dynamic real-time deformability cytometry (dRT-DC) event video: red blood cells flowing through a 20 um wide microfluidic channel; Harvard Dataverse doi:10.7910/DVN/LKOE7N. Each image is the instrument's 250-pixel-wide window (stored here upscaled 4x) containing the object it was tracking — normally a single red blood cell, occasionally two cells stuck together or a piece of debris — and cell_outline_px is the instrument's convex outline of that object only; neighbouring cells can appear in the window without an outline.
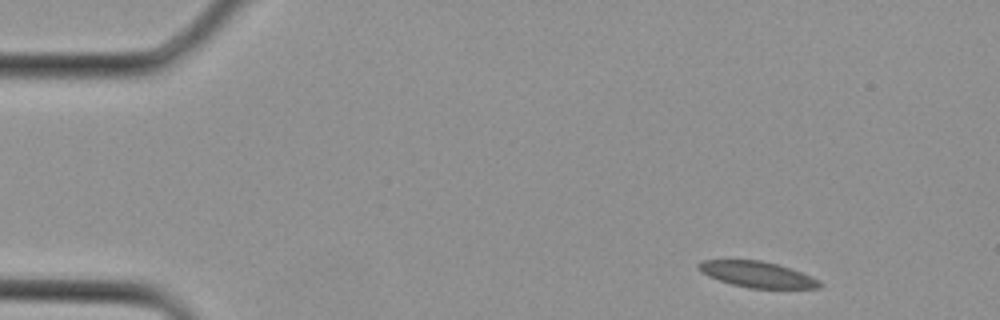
{"species": "Egyptian fruit bat (a non-hibernating species)", "species_latin": "Rousettus aegyptiacus", "temperature_condition": "cold", "stored_images_in_passage": 3, "camera_frame_rate_fps": 3000, "um_per_image_px": 0.085, "animal": {"sex": "female"}, "frame": {"image": 1, "passage_image": 1, "time_ms": 0.0, "image_size_px": [1000, 320], "cell_outline_px": [[820, 288], [748, 288], [732, 284], [708, 276], [696, 264], [700, 260], [760, 260], [776, 264], [812, 276], [820, 280]], "centroid_in_image_um": [64.36, 23.32], "position_along_channel_um": 20.6, "area_um2": 17.98}}
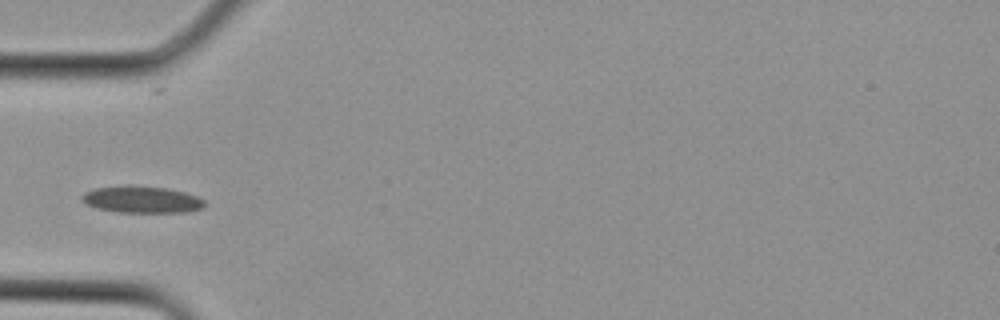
{"frame": {"image": 2, "passage_image": 3, "time_ms": 0.667, "image_size_px": [1000, 320], "cell_outline_px": [[208, 204], [204, 208], [184, 212], [120, 212], [96, 208], [80, 200], [80, 196], [84, 192], [96, 188], [128, 184], [132, 184], [168, 188], [184, 192], [196, 196], [204, 200]], "centroid_in_image_um": [12.05, 16.94], "position_along_channel_um": 72.9, "area_um2": 19.48}}